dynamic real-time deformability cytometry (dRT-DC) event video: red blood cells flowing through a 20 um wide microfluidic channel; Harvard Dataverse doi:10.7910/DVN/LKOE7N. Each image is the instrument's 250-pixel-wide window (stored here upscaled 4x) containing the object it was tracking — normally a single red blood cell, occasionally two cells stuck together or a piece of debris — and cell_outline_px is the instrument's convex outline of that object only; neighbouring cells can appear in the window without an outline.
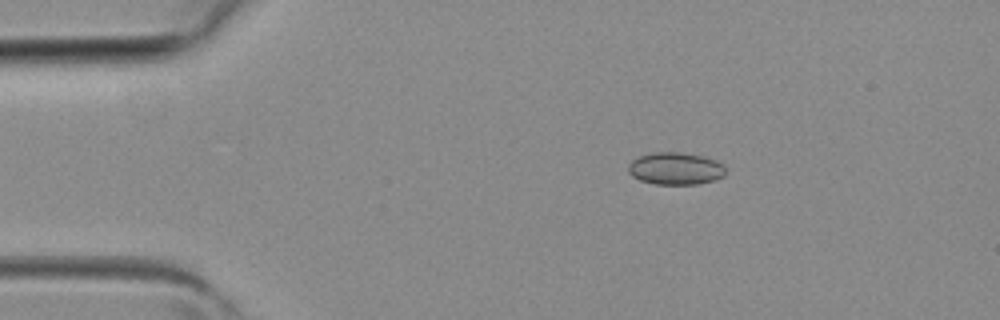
{"species": "common noctule bat (a hibernating species)", "species_latin": "Nyctalus noctula", "temperature_condition": "room temperature", "stored_images_in_passage": 4, "camera_frame_rate_fps": 3000, "um_per_image_px": 0.085, "animal": {"sex": "female", "body_mass_g": 19.3, "forearm_length_mm": 54.1}, "frame": {"image": 1, "passage_image": 2, "time_ms": 0.333, "image_size_px": [1000, 320], "cell_outline_px": [[724, 176], [716, 180], [696, 184], [656, 184], [640, 180], [632, 176], [628, 172], [628, 164], [632, 160], [640, 156], [652, 152], [676, 152], [704, 156], [716, 160], [724, 164]], "centroid_in_image_um": [57.42, 14.32], "position_along_channel_um": 27.6, "area_um2": 18.38}}
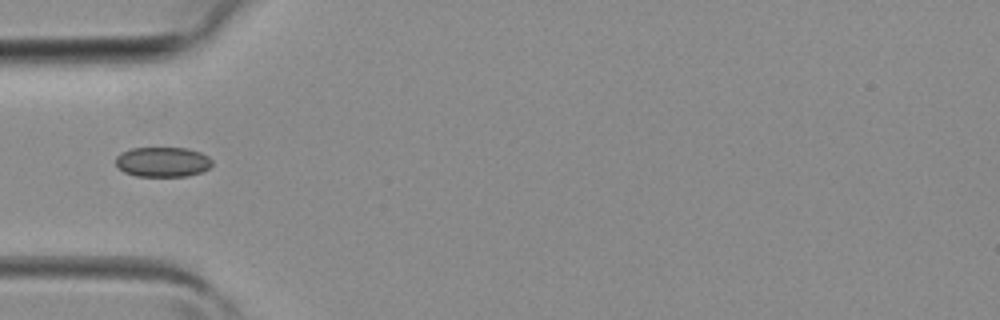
{"frame": {"image": 2, "passage_image": 4, "time_ms": 1.0, "image_size_px": [1000, 320], "cell_outline_px": [[212, 164], [208, 168], [200, 172], [188, 176], [136, 176], [124, 172], [116, 164], [116, 156], [120, 152], [132, 148], [188, 148], [200, 152], [208, 156], [212, 160]], "centroid_in_image_um": [13.82, 13.76], "position_along_channel_um": 71.2, "area_um2": 16.82}}